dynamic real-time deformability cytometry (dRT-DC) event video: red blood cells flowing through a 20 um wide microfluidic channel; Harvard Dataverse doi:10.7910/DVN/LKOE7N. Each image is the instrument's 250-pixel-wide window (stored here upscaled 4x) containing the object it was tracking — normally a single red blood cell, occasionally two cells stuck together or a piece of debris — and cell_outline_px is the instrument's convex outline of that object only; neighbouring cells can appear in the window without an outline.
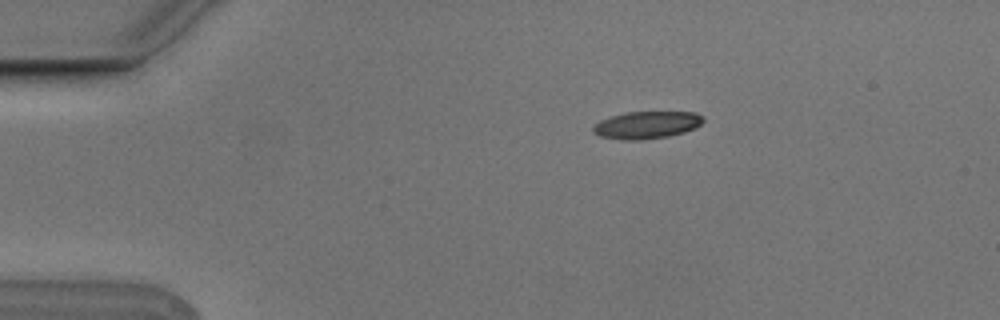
{"species": "Egyptian fruit bat (a non-hibernating species)", "species_latin": "Rousettus aegyptiacus", "temperature_condition": "cold", "stored_images_in_passage": 4, "camera_frame_rate_fps": 3000, "um_per_image_px": 0.085, "animal": {"sex": "male"}, "frame": {"image": 1, "passage_image": 3, "time_ms": 0.667, "image_size_px": [1000, 320], "cell_outline_px": [[704, 120], [696, 128], [684, 132], [668, 136], [640, 140], [624, 140], [600, 136], [592, 132], [592, 128], [600, 120], [624, 112], [696, 112], [704, 116]], "centroid_in_image_um": [54.99, 10.62], "position_along_channel_um": 30.0, "area_um2": 17.57}}